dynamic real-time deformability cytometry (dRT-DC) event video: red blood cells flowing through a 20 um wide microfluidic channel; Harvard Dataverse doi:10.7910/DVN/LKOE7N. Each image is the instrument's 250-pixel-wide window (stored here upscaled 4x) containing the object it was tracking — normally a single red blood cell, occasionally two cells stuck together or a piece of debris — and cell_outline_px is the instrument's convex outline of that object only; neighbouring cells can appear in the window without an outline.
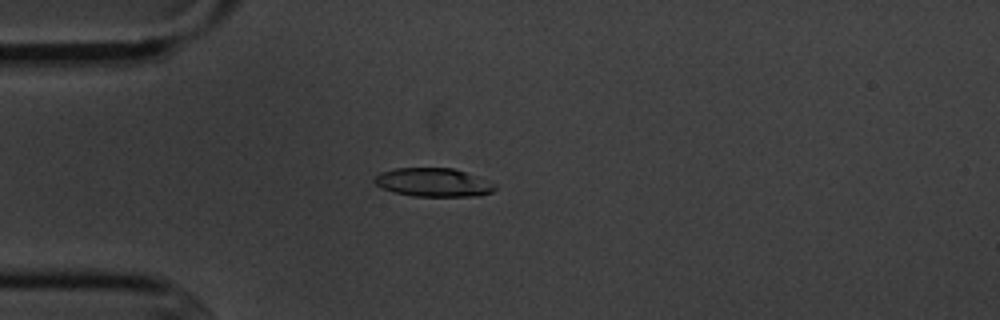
{"species": "common noctule bat (a hibernating species)", "species_latin": "Nyctalus noctula", "temperature_condition": "cold", "stored_images_in_passage": 13, "camera_frame_rate_fps": 3000, "um_per_image_px": 0.085, "animal": {"sex": "male", "body_mass_g": 20.1, "forearm_length_mm": 53.5}, "frame": {"image": 1, "passage_image": 4, "time_ms": 4.333, "image_size_px": [1000, 320], "cell_outline_px": [[496, 188], [492, 192], [476, 196], [412, 196], [396, 192], [384, 188], [376, 184], [372, 180], [380, 172], [396, 168], [452, 168], [488, 180], [496, 184]], "centroid_in_image_um": [36.85, 15.5], "position_along_channel_um": 48.2, "area_um2": 19.88}}
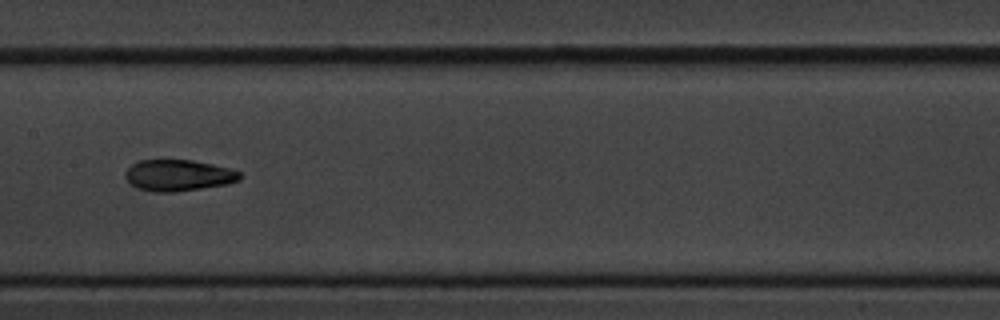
{"frame": {"image": 2, "passage_image": 8, "time_ms": 8.667, "image_size_px": [1000, 320], "cell_outline_px": [[240, 180], [228, 184], [176, 192], [156, 192], [136, 188], [124, 176], [124, 172], [132, 164], [140, 160], [192, 160], [212, 164], [228, 168], [240, 172]], "centroid_in_image_um": [15.15, 14.91], "position_along_channel_um": 192.3, "area_um2": 20.87}}
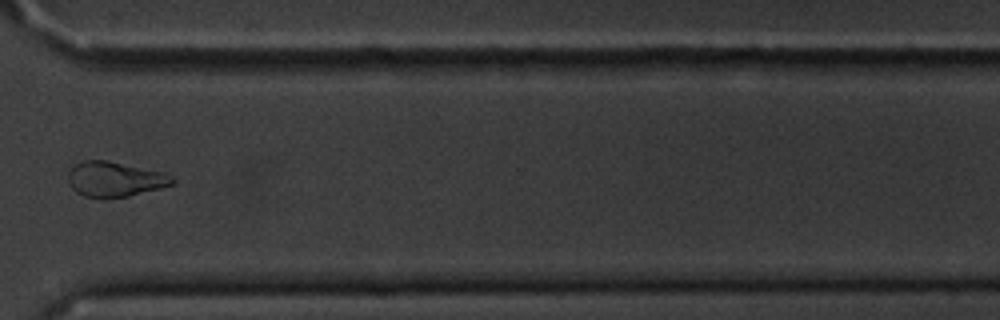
{"frame": {"image": 3, "passage_image": 12, "time_ms": 13.333, "image_size_px": [1000, 320], "cell_outline_px": [[176, 180], [172, 184], [160, 188], [128, 196], [104, 200], [84, 196], [76, 192], [72, 188], [68, 180], [68, 172], [76, 164], [84, 160], [108, 160], [164, 172], [172, 176]], "centroid_in_image_um": [9.75, 15.25], "position_along_channel_um": 360.8, "area_um2": 21.56}, "authors_computed_cell_mechanics": {"area_um2": 20.8658, "velocity_mm_per_s": 3.6225, "shape_relaxation_time_tau1_ms": null, "shape_relaxation_time_tau2_ms": 2.6812, "deformation_change_tau1": null, "deformation_change_tau2": 0.06}}